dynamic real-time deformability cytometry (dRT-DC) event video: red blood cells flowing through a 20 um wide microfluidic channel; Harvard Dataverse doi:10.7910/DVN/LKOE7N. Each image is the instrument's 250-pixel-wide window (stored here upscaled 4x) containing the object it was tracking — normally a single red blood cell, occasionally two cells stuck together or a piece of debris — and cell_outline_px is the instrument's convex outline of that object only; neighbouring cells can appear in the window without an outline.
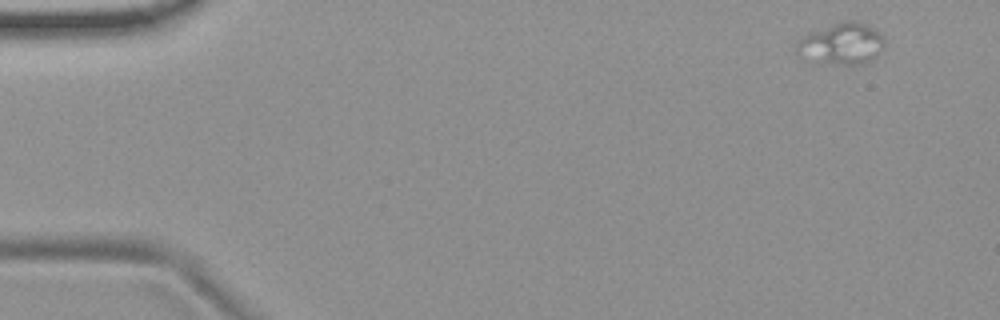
{"species": "common noctule bat (a hibernating species)", "species_latin": "Nyctalus noctula", "temperature_condition": "room temperature", "stored_images_in_passage": 52, "camera_frame_rate_fps": 3000, "um_per_image_px": 0.085, "animal": {"sex": "female", "body_mass_g": 19.9}, "frame": {"image": 1, "passage_image": 1, "time_ms": 0.0, "image_size_px": [1000, 320], "cell_outline_px": [[884, 44], [872, 56], [856, 64], [848, 64], [796, 56], [796, 44], [804, 36], [812, 32], [844, 20], [852, 20], [864, 24], [872, 28], [884, 36]], "centroid_in_image_um": [71.5, 3.66], "position_along_channel_um": 13.5, "area_um2": 19.88}}
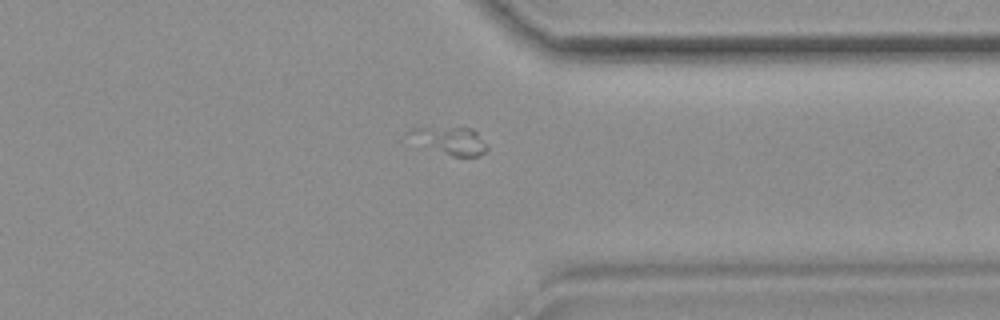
{"frame": {"image": 2, "passage_image": 40, "time_ms": 13.0, "image_size_px": [1000, 320], "cell_outline_px": [[488, 148], [480, 156], [452, 156], [428, 144], [408, 132], [412, 128], [472, 128], [476, 132]], "centroid_in_image_um": [38.45, 11.95], "position_along_channel_um": 372.9, "area_um2": 11.16}}
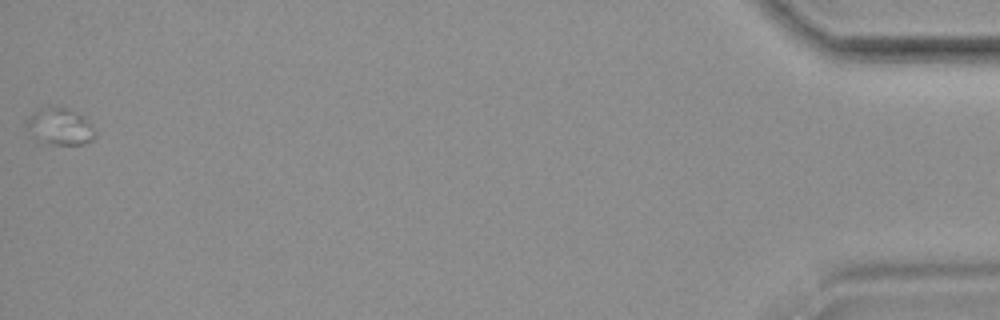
{"frame": {"image": 3, "passage_image": 52, "time_ms": 17.0, "image_size_px": [1000, 320], "cell_outline_px": [[96, 136], [92, 140], [80, 144], [48, 144], [28, 128], [24, 124], [40, 108], [48, 104], [64, 108], [80, 116], [96, 132]], "centroid_in_image_um": [5.1, 10.74], "position_along_channel_um": 430.1, "area_um2": 13.81}}